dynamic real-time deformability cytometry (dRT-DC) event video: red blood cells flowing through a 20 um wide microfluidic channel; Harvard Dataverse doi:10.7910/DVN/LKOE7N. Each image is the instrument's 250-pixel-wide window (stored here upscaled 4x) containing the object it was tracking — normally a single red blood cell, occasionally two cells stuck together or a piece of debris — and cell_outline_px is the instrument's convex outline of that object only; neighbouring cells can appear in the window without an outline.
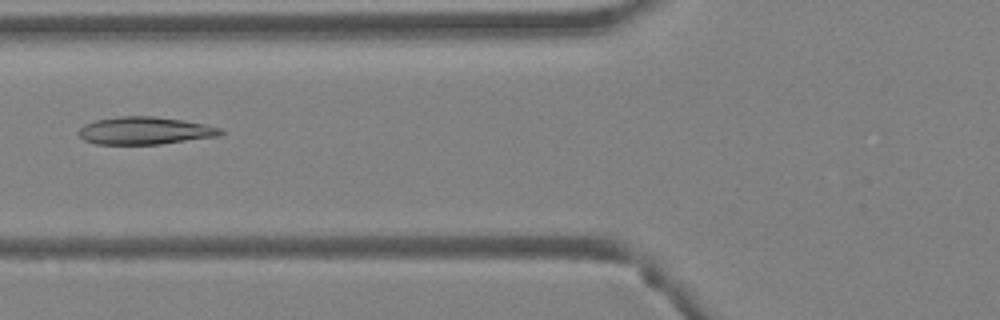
{"species": "Egyptian fruit bat (a non-hibernating species)", "species_latin": "Rousettus aegyptiacus", "temperature_condition": "warm", "stored_images_in_passage": 46, "camera_frame_rate_fps": 3000, "um_per_image_px": 0.085, "animal": {"sex": "female"}, "frame": {"image": 1, "passage_image": 19, "time_ms": 6.0, "image_size_px": [1000, 320], "cell_outline_px": [[224, 132], [220, 136], [160, 144], [96, 144], [84, 140], [76, 132], [84, 124], [96, 120], [120, 116], [152, 116], [180, 120], [204, 124], [220, 128]], "centroid_in_image_um": [12.29, 11.11], "position_along_channel_um": 113.5, "area_um2": 22.72}}
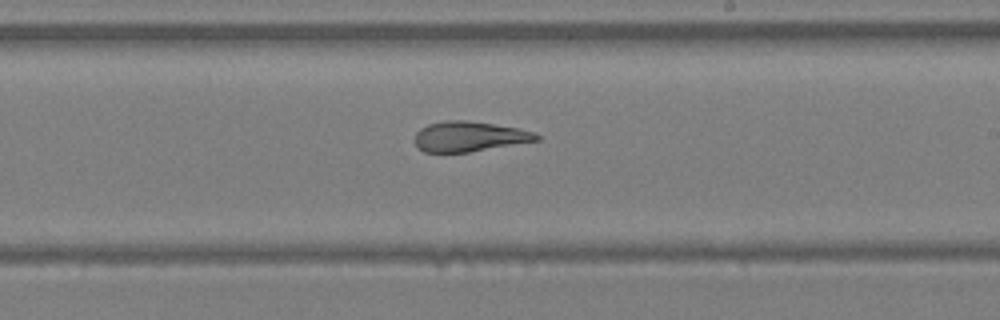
{"frame": {"image": 2, "passage_image": 28, "time_ms": 9.0, "image_size_px": [1000, 320], "cell_outline_px": [[540, 140], [468, 152], [424, 152], [416, 148], [412, 140], [416, 132], [420, 128], [428, 124], [444, 120], [464, 120], [492, 124], [516, 128], [532, 132], [540, 136]], "centroid_in_image_um": [39.79, 11.61], "position_along_channel_um": 249.2, "area_um2": 21.39}}
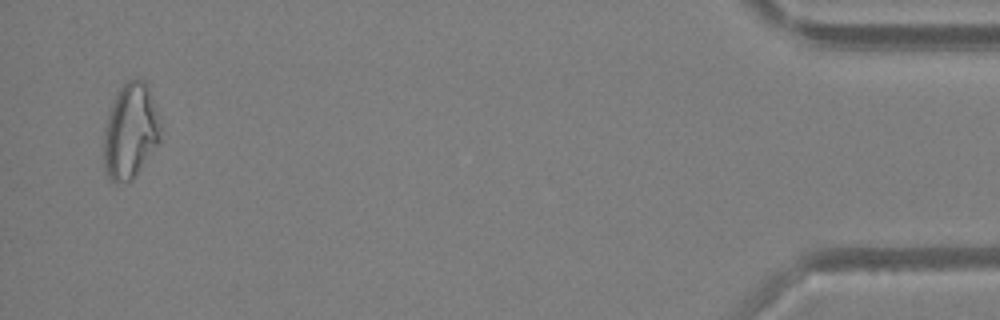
{"frame": {"image": 3, "passage_image": 45, "time_ms": 14.667, "image_size_px": [1000, 320], "cell_outline_px": [[160, 144], [136, 176], [132, 180], [116, 184], [108, 176], [104, 168], [104, 132], [108, 116], [116, 96], [120, 88], [128, 80], [144, 80], [148, 84], [160, 116]], "centroid_in_image_um": [11.13, 11.19], "position_along_channel_um": 424.1, "area_um2": 31.79}, "authors_computed_cell_mechanics": {"area_um2": 24.6228, "velocity_mm_per_s": 4.5339, "shape_relaxation_time_tau1_ms": null, "shape_relaxation_time_tau2_ms": 2.5756, "deformation_change_tau1": null, "deformation_change_tau2": 0.1044}}